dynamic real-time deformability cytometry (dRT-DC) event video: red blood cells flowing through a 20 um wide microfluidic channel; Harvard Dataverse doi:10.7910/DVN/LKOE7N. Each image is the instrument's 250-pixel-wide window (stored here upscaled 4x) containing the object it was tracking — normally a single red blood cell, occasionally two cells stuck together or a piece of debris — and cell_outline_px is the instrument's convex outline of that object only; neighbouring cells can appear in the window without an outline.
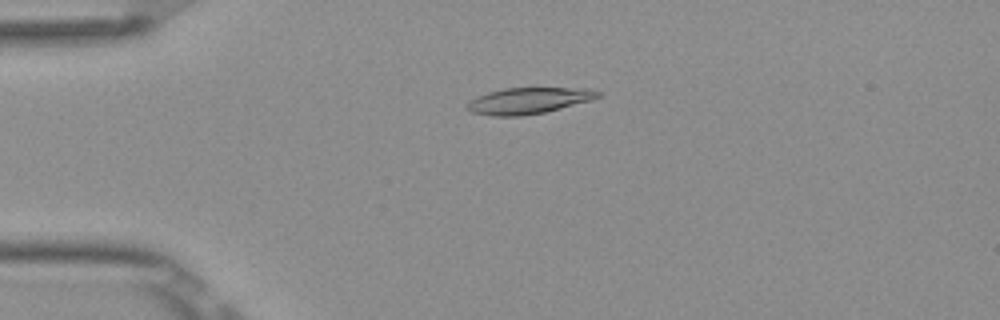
{"species": "Egyptian fruit bat (a non-hibernating species)", "species_latin": "Rousettus aegyptiacus", "temperature_condition": "room temperature", "stored_images_in_passage": 44, "camera_frame_rate_fps": 3000, "um_per_image_px": 0.085, "frame": {"image": 1, "passage_image": 4, "time_ms": 1.0, "image_size_px": [1000, 320], "cell_outline_px": [[600, 96], [592, 100], [544, 112], [520, 116], [492, 116], [472, 112], [464, 108], [468, 100], [476, 96], [488, 92], [504, 88], [592, 88], [600, 92]], "centroid_in_image_um": [44.89, 8.55], "position_along_channel_um": 40.1, "area_um2": 20.11}}
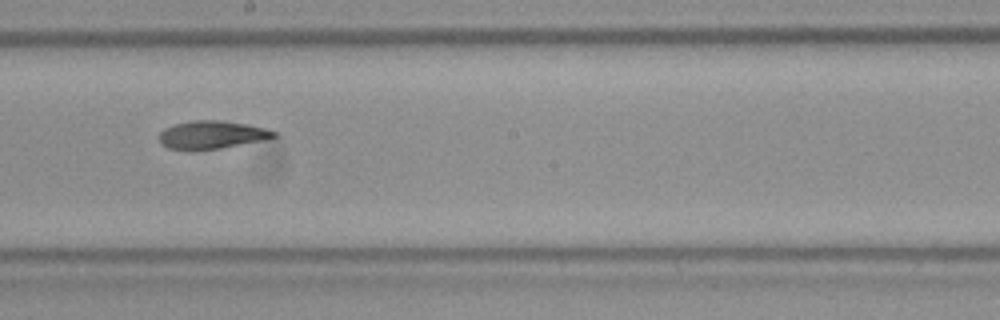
{"frame": {"image": 2, "passage_image": 21, "time_ms": 6.667, "image_size_px": [1000, 320], "cell_outline_px": [[280, 136], [220, 148], [168, 148], [160, 144], [156, 136], [164, 128], [176, 124], [192, 120], [220, 120], [248, 124], [264, 128], [276, 132]], "centroid_in_image_um": [17.97, 11.42], "position_along_channel_um": 230.2, "area_um2": 18.32}}
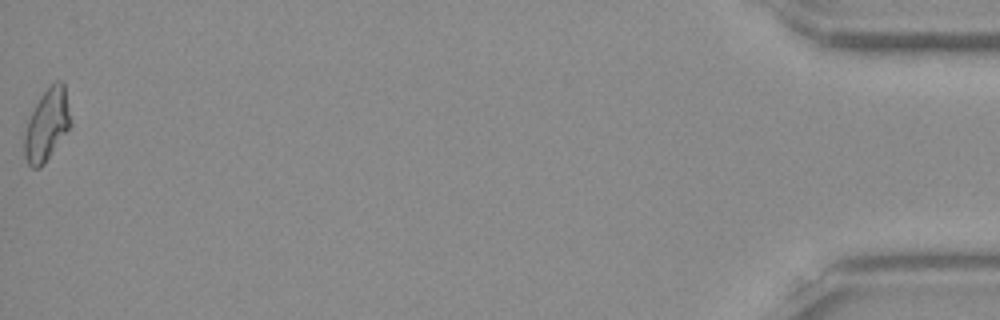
{"frame": {"image": 3, "passage_image": 44, "time_ms": 14.333, "image_size_px": [1000, 320], "cell_outline_px": [[72, 124], [44, 164], [40, 168], [32, 168], [28, 164], [24, 156], [24, 136], [28, 120], [40, 96], [56, 80], [60, 80], [64, 84]], "centroid_in_image_um": [3.98, 10.63], "position_along_channel_um": 431.2, "area_um2": 19.13}, "authors_computed_cell_mechanics": {"area_um2": 19.0162, "velocity_mm_per_s": 3.8917, "shape_relaxation_time_tau1_ms": 8.1731, "shape_relaxation_time_tau2_ms": 7.6788, "deformation_change_tau1": 0.2188, "deformation_change_tau2": 0.1427}}